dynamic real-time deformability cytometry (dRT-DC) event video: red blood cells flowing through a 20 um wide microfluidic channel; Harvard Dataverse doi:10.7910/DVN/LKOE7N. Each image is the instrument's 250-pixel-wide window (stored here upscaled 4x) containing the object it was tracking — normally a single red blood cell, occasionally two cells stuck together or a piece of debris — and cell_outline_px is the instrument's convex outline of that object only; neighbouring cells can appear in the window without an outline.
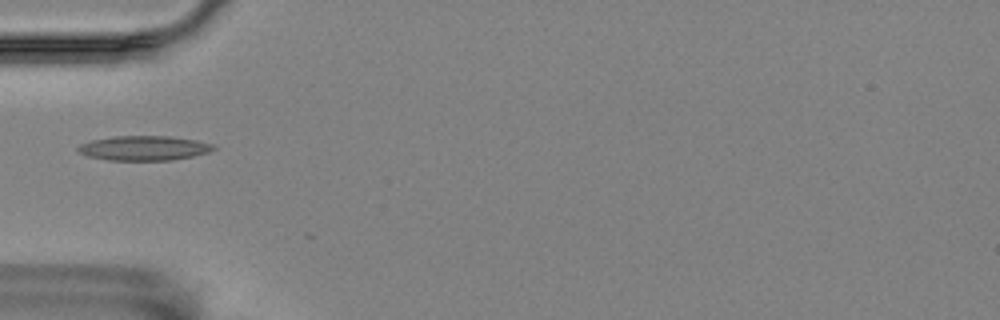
{"species": "Egyptian fruit bat (a non-hibernating species)", "species_latin": "Rousettus aegyptiacus", "temperature_condition": "room temperature", "stored_images_in_passage": 7, "camera_frame_rate_fps": 3000, "um_per_image_px": 0.085, "animal": {"sex": "female"}, "frame": {"image": 1, "passage_image": 2, "time_ms": 0.333, "image_size_px": [1000, 320], "cell_outline_px": [[216, 148], [208, 152], [192, 156], [172, 160], [108, 160], [88, 156], [80, 152], [76, 148], [80, 144], [92, 140], [116, 136], [168, 136], [196, 140], [212, 144]], "centroid_in_image_um": [12.23, 12.59], "position_along_channel_um": 72.8, "area_um2": 19.25}}
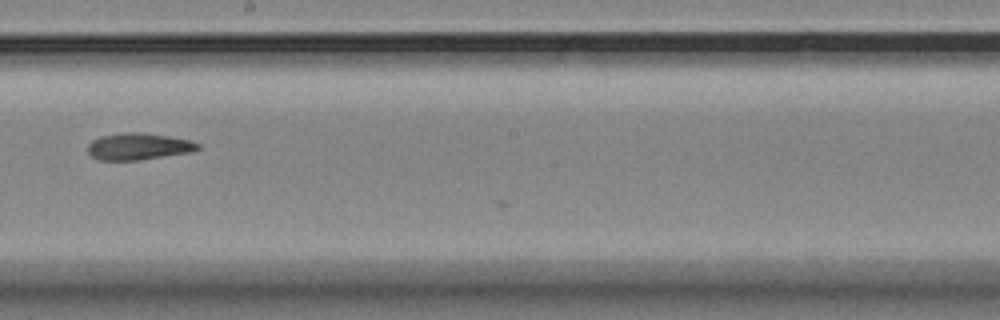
{"frame": {"image": 2, "passage_image": 6, "time_ms": 1.667, "image_size_px": [1000, 320], "cell_outline_px": [[200, 148], [188, 152], [136, 160], [100, 160], [92, 156], [88, 152], [88, 144], [92, 140], [100, 136], [124, 132], [140, 132], [168, 136], [188, 140], [200, 144]], "centroid_in_image_um": [11.72, 12.43], "position_along_channel_um": 236.5, "area_um2": 16.88}}
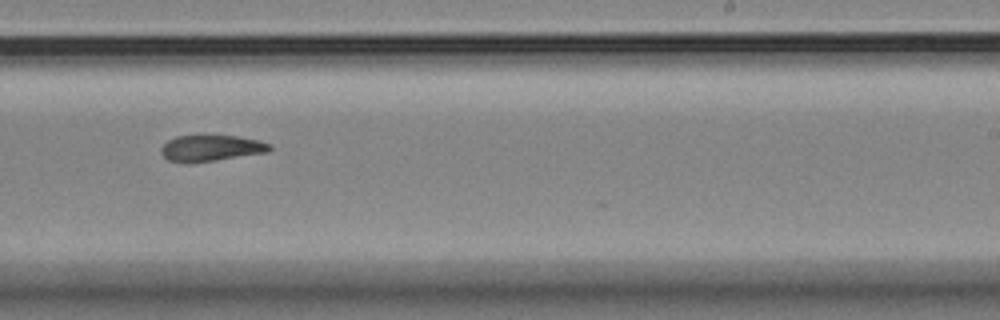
{"frame": {"image": 3, "passage_image": 7, "time_ms": 2.0, "image_size_px": [1000, 320], "cell_outline_px": [[272, 148], [268, 152], [216, 160], [184, 164], [168, 160], [160, 152], [160, 148], [168, 140], [176, 136], [240, 136], [260, 140], [272, 144]], "centroid_in_image_um": [17.95, 12.6], "position_along_channel_um": 271.1, "area_um2": 16.7}}